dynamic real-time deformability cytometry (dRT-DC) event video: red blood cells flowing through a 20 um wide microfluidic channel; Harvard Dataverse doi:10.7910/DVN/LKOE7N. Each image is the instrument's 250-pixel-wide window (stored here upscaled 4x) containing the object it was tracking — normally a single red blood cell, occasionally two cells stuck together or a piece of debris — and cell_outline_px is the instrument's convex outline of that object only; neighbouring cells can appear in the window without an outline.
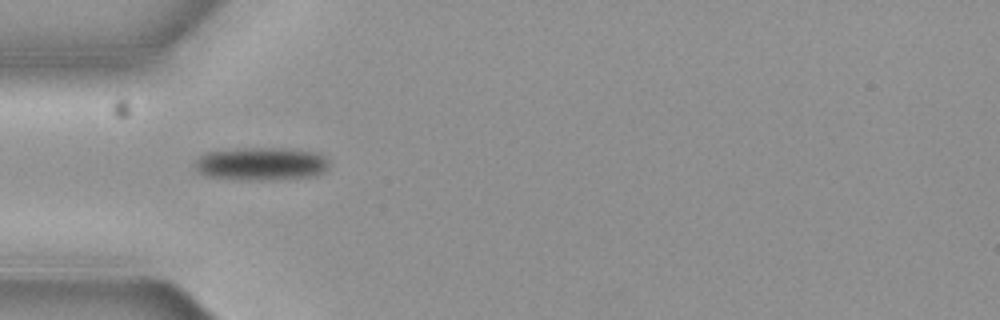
{"species": "common noctule bat (a hibernating species)", "species_latin": "Nyctalus noctula", "temperature_condition": "cold", "stored_images_in_passage": 2, "camera_frame_rate_fps": 3000, "um_per_image_px": 0.085, "animal": {"sex": "female", "body_mass_g": 19.3, "forearm_length_mm": 54.1}, "frame": {"image": 1, "passage_image": 1, "time_ms": 0.0, "image_size_px": [1000, 320], "cell_outline_px": [[328, 164], [324, 172], [308, 176], [272, 180], [240, 180], [208, 176], [200, 172], [196, 168], [196, 160], [200, 156], [208, 152], [236, 148], [280, 148], [312, 152], [328, 160]], "centroid_in_image_um": [22.15, 13.93], "position_along_channel_um": 62.8, "area_um2": 25.43}}
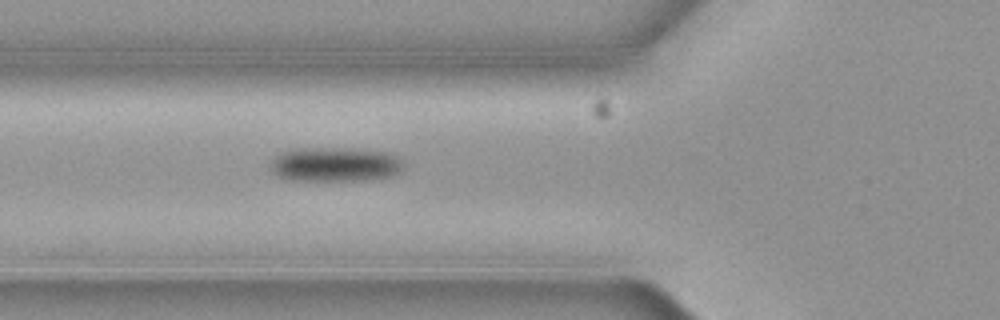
{"frame": {"image": 2, "passage_image": 2, "time_ms": 0.333, "image_size_px": [1000, 320], "cell_outline_px": [[400, 164], [396, 172], [388, 176], [364, 180], [284, 180], [276, 176], [272, 172], [268, 164], [280, 152], [296, 148], [352, 148], [384, 152], [392, 156]], "centroid_in_image_um": [28.28, 13.97], "position_along_channel_um": 97.5, "area_um2": 26.24}}